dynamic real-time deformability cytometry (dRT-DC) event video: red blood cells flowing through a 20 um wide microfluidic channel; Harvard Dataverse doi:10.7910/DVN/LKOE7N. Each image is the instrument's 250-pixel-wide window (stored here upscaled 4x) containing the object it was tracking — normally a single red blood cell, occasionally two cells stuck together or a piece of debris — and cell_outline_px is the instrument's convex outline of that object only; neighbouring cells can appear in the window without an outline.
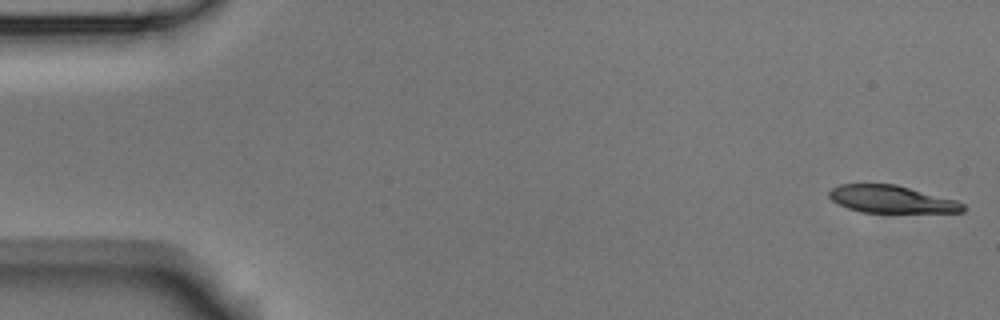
{"species": "Egyptian fruit bat (a non-hibernating species)", "species_latin": "Rousettus aegyptiacus", "temperature_condition": "room temperature", "stored_images_in_passage": 53, "camera_frame_rate_fps": 3000, "um_per_image_px": 0.085, "animal": {"sex": "male"}, "frame": {"image": 1, "passage_image": 1, "time_ms": 0.0, "image_size_px": [1000, 320], "cell_outline_px": [[968, 208], [964, 212], [864, 212], [848, 208], [832, 200], [828, 196], [828, 192], [832, 188], [840, 184], [896, 184], [956, 200], [964, 204]], "centroid_in_image_um": [75.8, 16.93], "position_along_channel_um": 9.2, "area_um2": 21.27}}
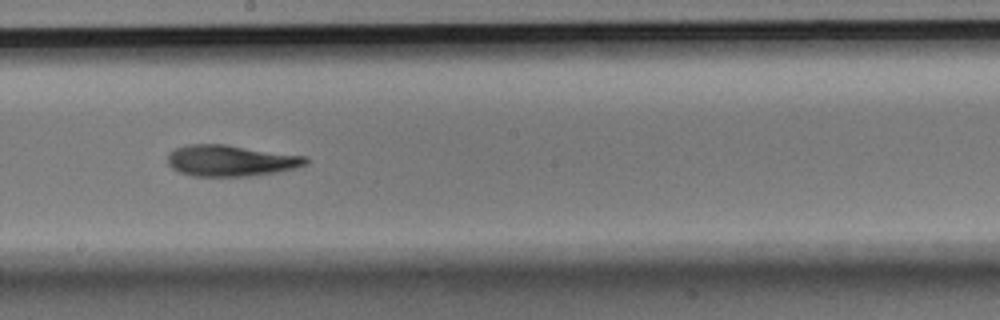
{"frame": {"image": 2, "passage_image": 29, "time_ms": 9.333, "image_size_px": [1000, 320], "cell_outline_px": [[308, 164], [296, 168], [276, 172], [248, 176], [192, 176], [180, 172], [172, 168], [168, 164], [168, 152], [176, 148], [188, 144], [224, 144], [308, 156]], "centroid_in_image_um": [19.63, 13.65], "position_along_channel_um": 228.6, "area_um2": 25.26}}
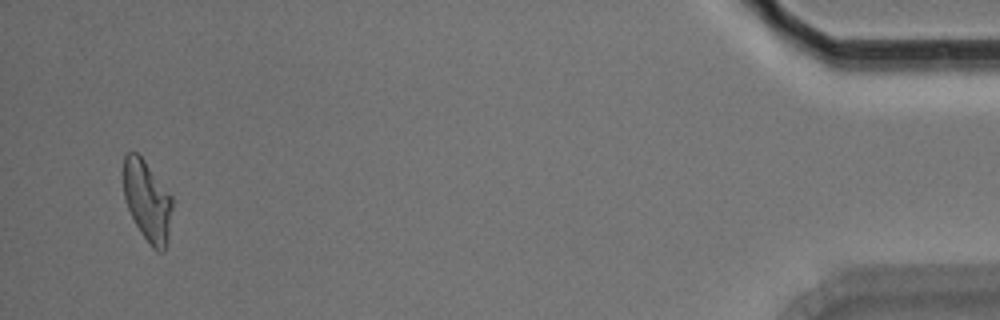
{"frame": {"image": 3, "passage_image": 51, "time_ms": 16.667, "image_size_px": [1000, 320], "cell_outline_px": [[172, 208], [168, 236], [164, 252], [156, 252], [152, 248], [140, 232], [128, 208], [124, 196], [124, 156], [128, 152], [136, 152], [144, 160], [172, 196]], "centroid_in_image_um": [12.53, 17.1], "position_along_channel_um": 422.7, "area_um2": 22.72}, "authors_computed_cell_mechanics": {"area_um2": 24.2182, "velocity_mm_per_s": 3.7545, "shape_relaxation_time_tau1_ms": 8.0546, "shape_relaxation_time_tau2_ms": null, "deformation_change_tau1": 0.2119, "deformation_change_tau2": null}}